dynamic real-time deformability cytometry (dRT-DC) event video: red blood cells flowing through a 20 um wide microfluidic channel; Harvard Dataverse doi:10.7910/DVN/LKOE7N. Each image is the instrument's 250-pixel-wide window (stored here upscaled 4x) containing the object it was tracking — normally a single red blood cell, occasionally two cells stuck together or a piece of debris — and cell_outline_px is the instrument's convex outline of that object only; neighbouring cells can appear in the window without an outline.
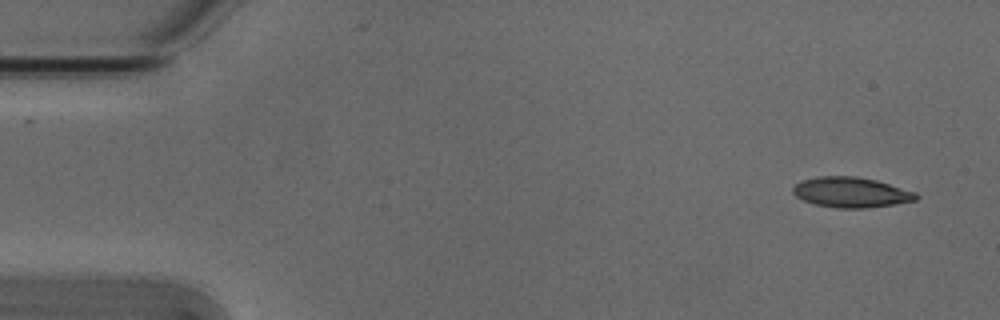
{"species": "Egyptian fruit bat (a non-hibernating species)", "species_latin": "Rousettus aegyptiacus", "temperature_condition": "cold", "stored_images_in_passage": 4, "camera_frame_rate_fps": 3000, "um_per_image_px": 0.085, "animal": {"sex": "male"}, "frame": {"image": 1, "passage_image": 1, "time_ms": 0.0, "image_size_px": [1000, 320], "cell_outline_px": [[920, 196], [916, 200], [868, 208], [836, 208], [812, 204], [796, 196], [792, 192], [792, 188], [800, 180], [820, 176], [856, 176], [876, 180], [916, 192]], "centroid_in_image_um": [72.32, 16.34], "position_along_channel_um": 12.7, "area_um2": 21.79}}